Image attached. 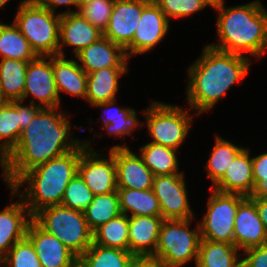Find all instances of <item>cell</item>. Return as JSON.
<instances>
[{"instance_id": "obj_1", "label": "cell", "mask_w": 267, "mask_h": 267, "mask_svg": "<svg viewBox=\"0 0 267 267\" xmlns=\"http://www.w3.org/2000/svg\"><path fill=\"white\" fill-rule=\"evenodd\" d=\"M59 107L41 108L21 132L15 148L0 162L10 188L25 172L71 150H83L89 140L75 139L71 124Z\"/></svg>"}, {"instance_id": "obj_2", "label": "cell", "mask_w": 267, "mask_h": 267, "mask_svg": "<svg viewBox=\"0 0 267 267\" xmlns=\"http://www.w3.org/2000/svg\"><path fill=\"white\" fill-rule=\"evenodd\" d=\"M188 68L187 102L198 116L210 111L235 83L246 77L250 59L209 45Z\"/></svg>"}, {"instance_id": "obj_3", "label": "cell", "mask_w": 267, "mask_h": 267, "mask_svg": "<svg viewBox=\"0 0 267 267\" xmlns=\"http://www.w3.org/2000/svg\"><path fill=\"white\" fill-rule=\"evenodd\" d=\"M218 11V42L209 46L233 54L250 55L261 59L267 49V9L260 0L243 5L225 7L220 0L214 7ZM250 53L249 56L245 55Z\"/></svg>"}, {"instance_id": "obj_4", "label": "cell", "mask_w": 267, "mask_h": 267, "mask_svg": "<svg viewBox=\"0 0 267 267\" xmlns=\"http://www.w3.org/2000/svg\"><path fill=\"white\" fill-rule=\"evenodd\" d=\"M81 150H71L25 172L11 187L12 199L19 195L33 217L43 208L61 205L65 189L78 173ZM26 184L25 191L20 187Z\"/></svg>"}, {"instance_id": "obj_5", "label": "cell", "mask_w": 267, "mask_h": 267, "mask_svg": "<svg viewBox=\"0 0 267 267\" xmlns=\"http://www.w3.org/2000/svg\"><path fill=\"white\" fill-rule=\"evenodd\" d=\"M12 22L28 40L37 56L59 52L61 15L45 8L38 0H22Z\"/></svg>"}, {"instance_id": "obj_6", "label": "cell", "mask_w": 267, "mask_h": 267, "mask_svg": "<svg viewBox=\"0 0 267 267\" xmlns=\"http://www.w3.org/2000/svg\"><path fill=\"white\" fill-rule=\"evenodd\" d=\"M32 219L46 232L57 237L78 258L93 243V232L82 211L55 205L41 209Z\"/></svg>"}, {"instance_id": "obj_7", "label": "cell", "mask_w": 267, "mask_h": 267, "mask_svg": "<svg viewBox=\"0 0 267 267\" xmlns=\"http://www.w3.org/2000/svg\"><path fill=\"white\" fill-rule=\"evenodd\" d=\"M192 221L164 219L162 222L154 255L167 267H182L193 259L196 265L201 233L199 223L196 229H189Z\"/></svg>"}, {"instance_id": "obj_8", "label": "cell", "mask_w": 267, "mask_h": 267, "mask_svg": "<svg viewBox=\"0 0 267 267\" xmlns=\"http://www.w3.org/2000/svg\"><path fill=\"white\" fill-rule=\"evenodd\" d=\"M187 110V111H186ZM152 101L143 114L151 143L178 150L188 135L193 120L189 109Z\"/></svg>"}, {"instance_id": "obj_9", "label": "cell", "mask_w": 267, "mask_h": 267, "mask_svg": "<svg viewBox=\"0 0 267 267\" xmlns=\"http://www.w3.org/2000/svg\"><path fill=\"white\" fill-rule=\"evenodd\" d=\"M208 209L199 223L201 239L234 244V221L238 206L247 196L223 193L210 188Z\"/></svg>"}, {"instance_id": "obj_10", "label": "cell", "mask_w": 267, "mask_h": 267, "mask_svg": "<svg viewBox=\"0 0 267 267\" xmlns=\"http://www.w3.org/2000/svg\"><path fill=\"white\" fill-rule=\"evenodd\" d=\"M29 94L35 99L29 103L41 108L60 107L61 98L53 73V56H37L29 62L22 102H25ZM37 100L39 102L36 103Z\"/></svg>"}, {"instance_id": "obj_11", "label": "cell", "mask_w": 267, "mask_h": 267, "mask_svg": "<svg viewBox=\"0 0 267 267\" xmlns=\"http://www.w3.org/2000/svg\"><path fill=\"white\" fill-rule=\"evenodd\" d=\"M90 141L81 150L78 174L94 195L108 194L118 189L115 160L109 151L108 157L91 149ZM102 156L104 158H102ZM101 157V158H100Z\"/></svg>"}, {"instance_id": "obj_12", "label": "cell", "mask_w": 267, "mask_h": 267, "mask_svg": "<svg viewBox=\"0 0 267 267\" xmlns=\"http://www.w3.org/2000/svg\"><path fill=\"white\" fill-rule=\"evenodd\" d=\"M184 179V173L154 176L152 190L163 219H193Z\"/></svg>"}, {"instance_id": "obj_13", "label": "cell", "mask_w": 267, "mask_h": 267, "mask_svg": "<svg viewBox=\"0 0 267 267\" xmlns=\"http://www.w3.org/2000/svg\"><path fill=\"white\" fill-rule=\"evenodd\" d=\"M150 0H115L108 27L103 36L121 46L128 57H131L133 40L144 6Z\"/></svg>"}, {"instance_id": "obj_14", "label": "cell", "mask_w": 267, "mask_h": 267, "mask_svg": "<svg viewBox=\"0 0 267 267\" xmlns=\"http://www.w3.org/2000/svg\"><path fill=\"white\" fill-rule=\"evenodd\" d=\"M22 103L12 101L0 107V162L15 148L21 132L41 109L37 104Z\"/></svg>"}, {"instance_id": "obj_15", "label": "cell", "mask_w": 267, "mask_h": 267, "mask_svg": "<svg viewBox=\"0 0 267 267\" xmlns=\"http://www.w3.org/2000/svg\"><path fill=\"white\" fill-rule=\"evenodd\" d=\"M110 152L114 156L118 188L149 190L153 187L154 174L142 158L128 146L114 145Z\"/></svg>"}, {"instance_id": "obj_16", "label": "cell", "mask_w": 267, "mask_h": 267, "mask_svg": "<svg viewBox=\"0 0 267 267\" xmlns=\"http://www.w3.org/2000/svg\"><path fill=\"white\" fill-rule=\"evenodd\" d=\"M26 237L31 241L42 267H78V257L33 219L28 224Z\"/></svg>"}, {"instance_id": "obj_17", "label": "cell", "mask_w": 267, "mask_h": 267, "mask_svg": "<svg viewBox=\"0 0 267 267\" xmlns=\"http://www.w3.org/2000/svg\"><path fill=\"white\" fill-rule=\"evenodd\" d=\"M170 23L158 5L150 0L143 8L133 40L131 57L151 51L167 35Z\"/></svg>"}, {"instance_id": "obj_18", "label": "cell", "mask_w": 267, "mask_h": 267, "mask_svg": "<svg viewBox=\"0 0 267 267\" xmlns=\"http://www.w3.org/2000/svg\"><path fill=\"white\" fill-rule=\"evenodd\" d=\"M59 14L61 18L58 55L65 57L66 55L63 48L65 46H71L76 56L85 47H88L91 43L103 37V32L99 28L93 26L79 12L68 10Z\"/></svg>"}, {"instance_id": "obj_19", "label": "cell", "mask_w": 267, "mask_h": 267, "mask_svg": "<svg viewBox=\"0 0 267 267\" xmlns=\"http://www.w3.org/2000/svg\"><path fill=\"white\" fill-rule=\"evenodd\" d=\"M267 244V234L255 203L246 198L239 206L234 221V245L239 249Z\"/></svg>"}, {"instance_id": "obj_20", "label": "cell", "mask_w": 267, "mask_h": 267, "mask_svg": "<svg viewBox=\"0 0 267 267\" xmlns=\"http://www.w3.org/2000/svg\"><path fill=\"white\" fill-rule=\"evenodd\" d=\"M75 57L87 74L107 67H128L129 60L121 46L104 36L85 47Z\"/></svg>"}, {"instance_id": "obj_21", "label": "cell", "mask_w": 267, "mask_h": 267, "mask_svg": "<svg viewBox=\"0 0 267 267\" xmlns=\"http://www.w3.org/2000/svg\"><path fill=\"white\" fill-rule=\"evenodd\" d=\"M11 202L0 212V260L10 251L14 244L26 236L32 216L22 198Z\"/></svg>"}, {"instance_id": "obj_22", "label": "cell", "mask_w": 267, "mask_h": 267, "mask_svg": "<svg viewBox=\"0 0 267 267\" xmlns=\"http://www.w3.org/2000/svg\"><path fill=\"white\" fill-rule=\"evenodd\" d=\"M250 149L244 148L231 162L223 176L210 188L223 193L249 196L254 187Z\"/></svg>"}, {"instance_id": "obj_23", "label": "cell", "mask_w": 267, "mask_h": 267, "mask_svg": "<svg viewBox=\"0 0 267 267\" xmlns=\"http://www.w3.org/2000/svg\"><path fill=\"white\" fill-rule=\"evenodd\" d=\"M162 216H131L129 217V251L134 255H154Z\"/></svg>"}, {"instance_id": "obj_24", "label": "cell", "mask_w": 267, "mask_h": 267, "mask_svg": "<svg viewBox=\"0 0 267 267\" xmlns=\"http://www.w3.org/2000/svg\"><path fill=\"white\" fill-rule=\"evenodd\" d=\"M128 67H107L87 74V95L85 100L93 107L98 103L116 100L119 77Z\"/></svg>"}, {"instance_id": "obj_25", "label": "cell", "mask_w": 267, "mask_h": 267, "mask_svg": "<svg viewBox=\"0 0 267 267\" xmlns=\"http://www.w3.org/2000/svg\"><path fill=\"white\" fill-rule=\"evenodd\" d=\"M53 73L59 92L86 98L87 73L79 66L77 60L66 59L64 56H53Z\"/></svg>"}, {"instance_id": "obj_26", "label": "cell", "mask_w": 267, "mask_h": 267, "mask_svg": "<svg viewBox=\"0 0 267 267\" xmlns=\"http://www.w3.org/2000/svg\"><path fill=\"white\" fill-rule=\"evenodd\" d=\"M239 251L234 244L201 239L196 267H240L243 254Z\"/></svg>"}, {"instance_id": "obj_27", "label": "cell", "mask_w": 267, "mask_h": 267, "mask_svg": "<svg viewBox=\"0 0 267 267\" xmlns=\"http://www.w3.org/2000/svg\"><path fill=\"white\" fill-rule=\"evenodd\" d=\"M116 100L107 101L105 103H98L94 106L97 108H104L102 125L107 131L109 136L125 137L126 135L132 136V132L135 131L136 127H140L138 115L133 108L115 106Z\"/></svg>"}, {"instance_id": "obj_28", "label": "cell", "mask_w": 267, "mask_h": 267, "mask_svg": "<svg viewBox=\"0 0 267 267\" xmlns=\"http://www.w3.org/2000/svg\"><path fill=\"white\" fill-rule=\"evenodd\" d=\"M117 191L122 214H126L128 217L162 216L159 201L152 189L118 188Z\"/></svg>"}, {"instance_id": "obj_29", "label": "cell", "mask_w": 267, "mask_h": 267, "mask_svg": "<svg viewBox=\"0 0 267 267\" xmlns=\"http://www.w3.org/2000/svg\"><path fill=\"white\" fill-rule=\"evenodd\" d=\"M29 62L30 61L1 58L0 89L8 102L22 101Z\"/></svg>"}, {"instance_id": "obj_30", "label": "cell", "mask_w": 267, "mask_h": 267, "mask_svg": "<svg viewBox=\"0 0 267 267\" xmlns=\"http://www.w3.org/2000/svg\"><path fill=\"white\" fill-rule=\"evenodd\" d=\"M139 156L154 175H172L179 171L177 150L156 143H147L139 148Z\"/></svg>"}, {"instance_id": "obj_31", "label": "cell", "mask_w": 267, "mask_h": 267, "mask_svg": "<svg viewBox=\"0 0 267 267\" xmlns=\"http://www.w3.org/2000/svg\"><path fill=\"white\" fill-rule=\"evenodd\" d=\"M134 255L129 250L92 245L78 258V267H130Z\"/></svg>"}, {"instance_id": "obj_32", "label": "cell", "mask_w": 267, "mask_h": 267, "mask_svg": "<svg viewBox=\"0 0 267 267\" xmlns=\"http://www.w3.org/2000/svg\"><path fill=\"white\" fill-rule=\"evenodd\" d=\"M0 56L2 59L31 61L37 57L28 40L14 24L0 23Z\"/></svg>"}, {"instance_id": "obj_33", "label": "cell", "mask_w": 267, "mask_h": 267, "mask_svg": "<svg viewBox=\"0 0 267 267\" xmlns=\"http://www.w3.org/2000/svg\"><path fill=\"white\" fill-rule=\"evenodd\" d=\"M128 230L129 217L121 213L93 231V243L103 247L129 250Z\"/></svg>"}, {"instance_id": "obj_34", "label": "cell", "mask_w": 267, "mask_h": 267, "mask_svg": "<svg viewBox=\"0 0 267 267\" xmlns=\"http://www.w3.org/2000/svg\"><path fill=\"white\" fill-rule=\"evenodd\" d=\"M121 214L118 191L108 194L94 195V198L84 211L89 229L93 232L99 226Z\"/></svg>"}, {"instance_id": "obj_35", "label": "cell", "mask_w": 267, "mask_h": 267, "mask_svg": "<svg viewBox=\"0 0 267 267\" xmlns=\"http://www.w3.org/2000/svg\"><path fill=\"white\" fill-rule=\"evenodd\" d=\"M232 142L216 136L214 148L205 166L207 176L210 178L213 186L225 173L233 159L244 149Z\"/></svg>"}, {"instance_id": "obj_36", "label": "cell", "mask_w": 267, "mask_h": 267, "mask_svg": "<svg viewBox=\"0 0 267 267\" xmlns=\"http://www.w3.org/2000/svg\"><path fill=\"white\" fill-rule=\"evenodd\" d=\"M4 266H3V265ZM3 267H42L31 241L25 236L0 260Z\"/></svg>"}, {"instance_id": "obj_37", "label": "cell", "mask_w": 267, "mask_h": 267, "mask_svg": "<svg viewBox=\"0 0 267 267\" xmlns=\"http://www.w3.org/2000/svg\"><path fill=\"white\" fill-rule=\"evenodd\" d=\"M93 198L94 194L77 173L67 185L61 205L84 212Z\"/></svg>"}, {"instance_id": "obj_38", "label": "cell", "mask_w": 267, "mask_h": 267, "mask_svg": "<svg viewBox=\"0 0 267 267\" xmlns=\"http://www.w3.org/2000/svg\"><path fill=\"white\" fill-rule=\"evenodd\" d=\"M115 0H90L78 12L102 32L108 27Z\"/></svg>"}, {"instance_id": "obj_39", "label": "cell", "mask_w": 267, "mask_h": 267, "mask_svg": "<svg viewBox=\"0 0 267 267\" xmlns=\"http://www.w3.org/2000/svg\"><path fill=\"white\" fill-rule=\"evenodd\" d=\"M163 12L166 18L188 17L207 6H211L206 0H153Z\"/></svg>"}, {"instance_id": "obj_40", "label": "cell", "mask_w": 267, "mask_h": 267, "mask_svg": "<svg viewBox=\"0 0 267 267\" xmlns=\"http://www.w3.org/2000/svg\"><path fill=\"white\" fill-rule=\"evenodd\" d=\"M254 187L248 198H267V152L252 157Z\"/></svg>"}, {"instance_id": "obj_41", "label": "cell", "mask_w": 267, "mask_h": 267, "mask_svg": "<svg viewBox=\"0 0 267 267\" xmlns=\"http://www.w3.org/2000/svg\"><path fill=\"white\" fill-rule=\"evenodd\" d=\"M243 253L244 267H267V244L246 249Z\"/></svg>"}, {"instance_id": "obj_42", "label": "cell", "mask_w": 267, "mask_h": 267, "mask_svg": "<svg viewBox=\"0 0 267 267\" xmlns=\"http://www.w3.org/2000/svg\"><path fill=\"white\" fill-rule=\"evenodd\" d=\"M130 267H167L162 259L155 255L134 256Z\"/></svg>"}, {"instance_id": "obj_43", "label": "cell", "mask_w": 267, "mask_h": 267, "mask_svg": "<svg viewBox=\"0 0 267 267\" xmlns=\"http://www.w3.org/2000/svg\"><path fill=\"white\" fill-rule=\"evenodd\" d=\"M256 206L259 218L261 219L267 234V198H250Z\"/></svg>"}, {"instance_id": "obj_44", "label": "cell", "mask_w": 267, "mask_h": 267, "mask_svg": "<svg viewBox=\"0 0 267 267\" xmlns=\"http://www.w3.org/2000/svg\"><path fill=\"white\" fill-rule=\"evenodd\" d=\"M45 8L55 13L58 6H74V0H38Z\"/></svg>"}, {"instance_id": "obj_45", "label": "cell", "mask_w": 267, "mask_h": 267, "mask_svg": "<svg viewBox=\"0 0 267 267\" xmlns=\"http://www.w3.org/2000/svg\"><path fill=\"white\" fill-rule=\"evenodd\" d=\"M90 0H74V7L77 8V10H75L76 12H78V9L86 2H88Z\"/></svg>"}, {"instance_id": "obj_46", "label": "cell", "mask_w": 267, "mask_h": 267, "mask_svg": "<svg viewBox=\"0 0 267 267\" xmlns=\"http://www.w3.org/2000/svg\"><path fill=\"white\" fill-rule=\"evenodd\" d=\"M8 101L5 99V97L2 94V91L0 89V107H2L3 105H5Z\"/></svg>"}, {"instance_id": "obj_47", "label": "cell", "mask_w": 267, "mask_h": 267, "mask_svg": "<svg viewBox=\"0 0 267 267\" xmlns=\"http://www.w3.org/2000/svg\"><path fill=\"white\" fill-rule=\"evenodd\" d=\"M210 5L211 8L214 7L220 0H206Z\"/></svg>"}, {"instance_id": "obj_48", "label": "cell", "mask_w": 267, "mask_h": 267, "mask_svg": "<svg viewBox=\"0 0 267 267\" xmlns=\"http://www.w3.org/2000/svg\"><path fill=\"white\" fill-rule=\"evenodd\" d=\"M10 0H0V9L3 7V6H5V4L7 3V2H9Z\"/></svg>"}]
</instances>
